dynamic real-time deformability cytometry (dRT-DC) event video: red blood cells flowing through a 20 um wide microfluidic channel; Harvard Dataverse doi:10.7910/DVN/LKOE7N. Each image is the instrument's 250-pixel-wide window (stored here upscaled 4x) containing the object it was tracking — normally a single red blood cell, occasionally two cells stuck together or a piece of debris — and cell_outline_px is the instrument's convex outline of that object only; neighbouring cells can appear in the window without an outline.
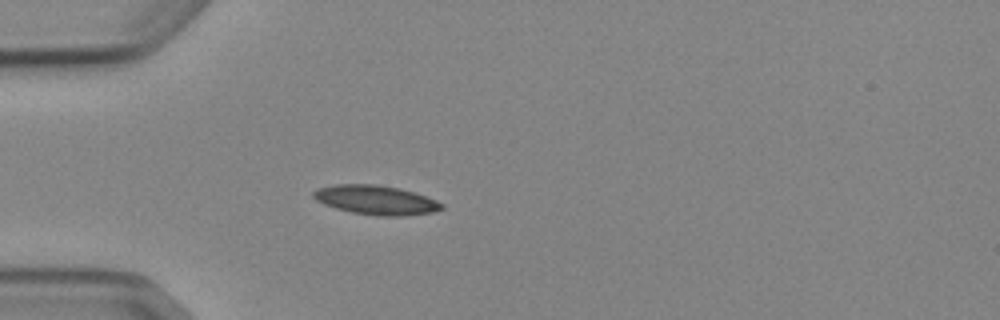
{"species": "Egyptian fruit bat (a non-hibernating species)", "species_latin": "Rousettus aegyptiacus", "temperature_condition": "cold", "stored_images_in_passage": 4, "camera_frame_rate_fps": 3000, "um_per_image_px": 0.085, "animal": {"sex": "female"}, "frame": {"image": 1, "passage_image": 4, "time_ms": 3.333, "image_size_px": [1000, 320], "cell_outline_px": [[444, 208], [432, 212], [404, 216], [380, 216], [352, 212], [336, 208], [324, 204], [316, 200], [312, 196], [312, 192], [316, 188], [336, 184], [376, 184], [400, 188], [436, 200], [444, 204]], "centroid_in_image_um": [31.93, 16.99], "position_along_channel_um": 53.1, "area_um2": 21.85}}